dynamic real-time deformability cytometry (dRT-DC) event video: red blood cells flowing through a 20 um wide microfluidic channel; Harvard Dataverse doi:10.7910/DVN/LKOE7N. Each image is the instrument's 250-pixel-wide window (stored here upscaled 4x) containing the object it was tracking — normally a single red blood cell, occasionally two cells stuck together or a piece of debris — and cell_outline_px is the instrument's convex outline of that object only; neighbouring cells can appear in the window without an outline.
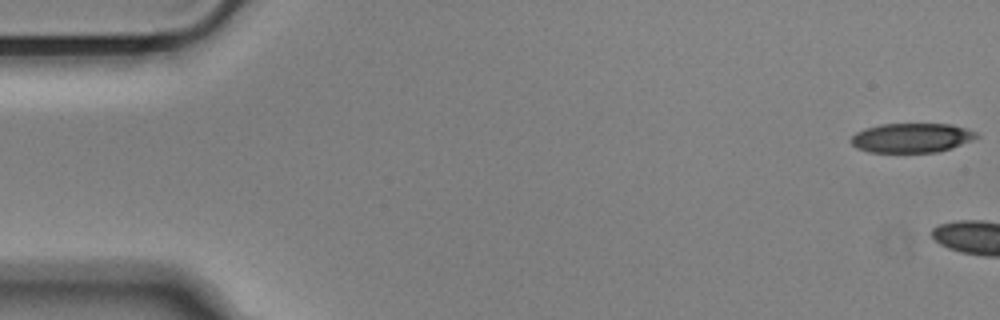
{"species": "Egyptian fruit bat (a non-hibernating species)", "species_latin": "Rousettus aegyptiacus", "temperature_condition": "cold", "stored_images_in_passage": 5, "camera_frame_rate_fps": 3000, "um_per_image_px": 0.085, "animal": {"sex": "male"}, "frame": {"image": 1, "passage_image": 1, "time_ms": 0.0, "image_size_px": [1000, 320], "cell_outline_px": [[980, 136], [972, 140], [952, 148], [936, 152], [868, 152], [856, 148], [852, 144], [852, 136], [856, 132], [864, 128], [880, 124], [952, 124], [968, 128], [976, 132]], "centroid_in_image_um": [77.5, 11.71], "position_along_channel_um": 7.5, "area_um2": 21.62}}